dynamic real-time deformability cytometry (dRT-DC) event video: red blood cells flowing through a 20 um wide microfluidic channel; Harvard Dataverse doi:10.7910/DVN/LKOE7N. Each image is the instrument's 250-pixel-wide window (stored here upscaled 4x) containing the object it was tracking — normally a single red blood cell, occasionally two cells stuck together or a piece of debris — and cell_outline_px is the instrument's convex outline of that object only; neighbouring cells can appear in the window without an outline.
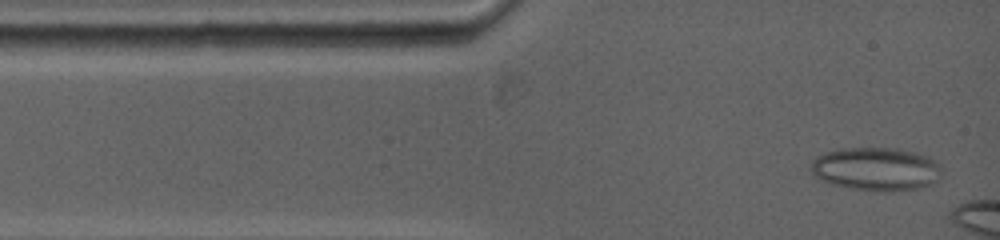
{"species": "common noctule bat (a hibernating species)", "species_latin": "Nyctalus noctula", "temperature_condition": "warm", "stored_images_in_passage": 5, "camera_frame_rate_fps": 5000, "um_per_image_px": 0.085, "animal": {"sex": "female", "body_mass_g": 19.0, "forearm_length_mm": 53.3}, "frame": {"image": 1, "passage_image": 1, "time_ms": 0.0, "image_size_px": [1000, 240], "cell_outline_px": [[940, 168], [936, 180], [932, 184], [920, 188], [892, 192], [884, 192], [848, 188], [832, 184], [820, 180], [808, 168], [808, 164], [816, 156], [824, 152], [840, 148], [896, 148], [928, 156], [940, 164]], "centroid_in_image_um": [74.4, 14.37], "position_along_channel_um": 10.6, "area_um2": 33.35}}